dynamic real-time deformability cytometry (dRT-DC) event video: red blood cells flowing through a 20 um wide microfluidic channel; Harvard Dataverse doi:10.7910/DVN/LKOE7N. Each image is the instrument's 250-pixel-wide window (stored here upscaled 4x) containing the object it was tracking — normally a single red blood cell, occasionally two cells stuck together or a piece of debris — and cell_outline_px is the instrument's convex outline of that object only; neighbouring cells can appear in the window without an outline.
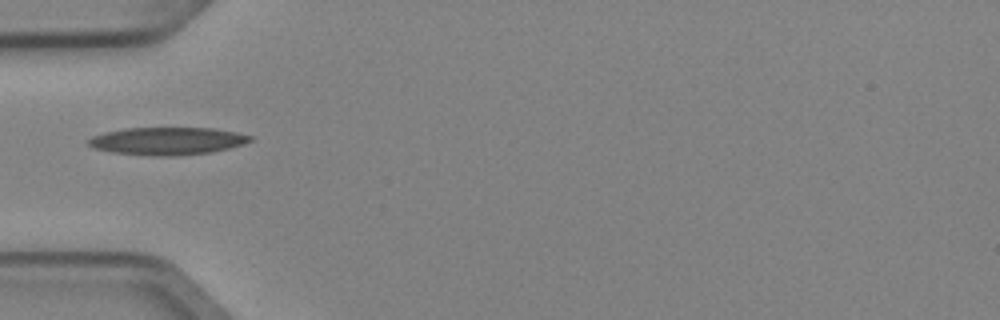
{"species": "Egyptian fruit bat (a non-hibernating species)", "species_latin": "Rousettus aegyptiacus", "temperature_condition": "cold", "stored_images_in_passage": 2, "camera_frame_rate_fps": 3000, "um_per_image_px": 0.085, "animal": {"sex": "female"}, "frame": {"image": 1, "passage_image": 1, "time_ms": 0.0, "image_size_px": [1000, 320], "cell_outline_px": [[252, 140], [244, 144], [212, 152], [176, 156], [148, 156], [112, 152], [92, 148], [84, 140], [92, 136], [104, 132], [124, 128], [216, 128], [236, 132], [252, 136]], "centroid_in_image_um": [14.18, 11.99], "position_along_channel_um": 70.8, "area_um2": 26.36}}
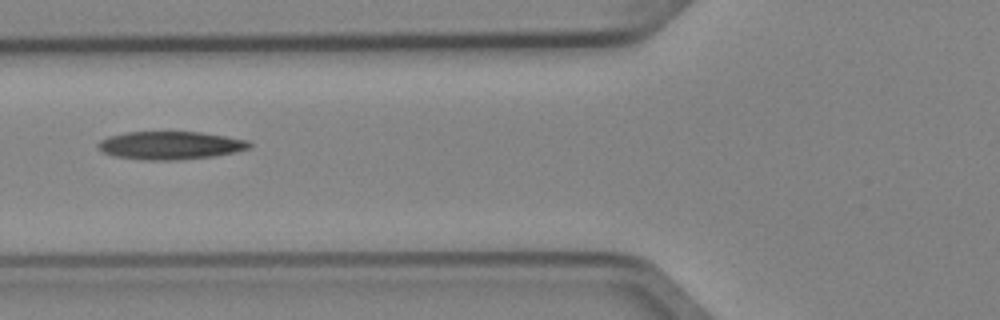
{"frame": {"image": 2, "passage_image": 2, "time_ms": 0.333, "image_size_px": [1000, 320], "cell_outline_px": [[252, 148], [236, 152], [212, 156], [176, 160], [144, 160], [112, 156], [96, 148], [96, 144], [100, 140], [108, 136], [124, 132], [200, 132], [248, 140], [252, 144]], "centroid_in_image_um": [14.45, 12.36], "position_along_channel_um": 111.4, "area_um2": 24.91}}